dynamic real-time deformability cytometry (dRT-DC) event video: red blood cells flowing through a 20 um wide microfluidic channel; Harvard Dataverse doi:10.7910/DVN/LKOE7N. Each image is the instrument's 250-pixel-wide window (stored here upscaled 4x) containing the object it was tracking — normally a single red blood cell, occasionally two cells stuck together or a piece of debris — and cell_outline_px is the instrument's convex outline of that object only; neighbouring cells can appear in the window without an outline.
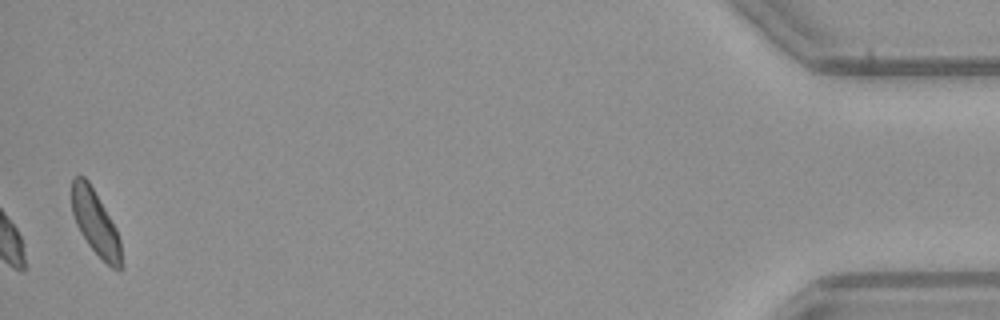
{"species": "common noctule bat (a hibernating species)", "species_latin": "Nyctalus noctula", "temperature_condition": "warm", "stored_images_in_passage": 36, "camera_frame_rate_fps": 3000, "um_per_image_px": 0.085, "animal": {"sex": "female", "body_mass_g": 21.9}, "frame": {"image": 1, "passage_image": 36, "time_ms": 11.667, "image_size_px": [1000, 320], "cell_outline_px": [[124, 268], [120, 272], [112, 268], [88, 244], [80, 232], [76, 224], [72, 212], [72, 180], [76, 176], [84, 176], [88, 180], [116, 228], [120, 240]], "centroid_in_image_um": [8.14, 18.99], "position_along_channel_um": 427.1, "area_um2": 18.61}, "authors_computed_cell_mechanics": {"area_um2": 18.4093, "velocity_mm_per_s": 4.0037, "shape_relaxation_time_tau1_ms": 3.2685, "shape_relaxation_time_tau2_ms": null, "deformation_change_tau1": 0.0946, "deformation_change_tau2": null}}